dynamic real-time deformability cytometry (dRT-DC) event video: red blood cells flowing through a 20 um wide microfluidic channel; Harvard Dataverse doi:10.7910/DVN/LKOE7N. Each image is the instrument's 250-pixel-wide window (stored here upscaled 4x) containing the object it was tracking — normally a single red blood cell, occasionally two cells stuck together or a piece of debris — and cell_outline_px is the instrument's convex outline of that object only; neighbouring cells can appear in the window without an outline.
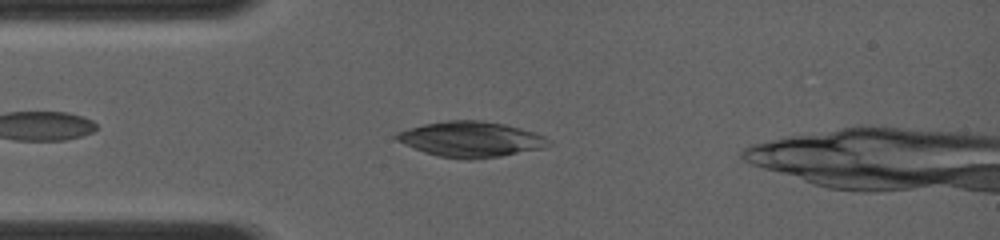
{"species": "common noctule bat (a hibernating species)", "species_latin": "Nyctalus noctula", "temperature_condition": "room temperature", "stored_images_in_passage": 51, "camera_frame_rate_fps": 4000, "um_per_image_px": 0.085, "animal": {"sex": "female", "body_mass_g": 19.0, "forearm_length_mm": 56.7}, "frame": {"image": 1, "passage_image": 11, "time_ms": 1.5, "image_size_px": [1000, 240], "cell_outline_px": [[552, 144], [544, 148], [500, 156], [472, 160], [468, 160], [436, 156], [424, 152], [404, 144], [396, 140], [392, 136], [396, 132], [408, 128], [424, 124], [444, 120], [480, 120], [504, 124], [520, 128], [544, 136], [552, 140]], "centroid_in_image_um": [40.0, 11.84], "position_along_channel_um": 45.0, "area_um2": 31.67}}
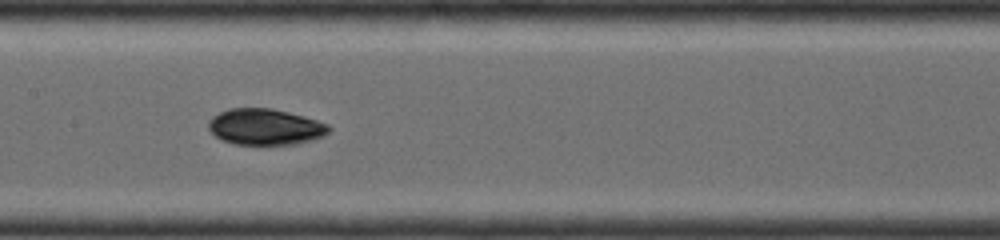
{"frame": {"image": 2, "passage_image": 28, "time_ms": 5.0, "image_size_px": [1000, 240], "cell_outline_px": [[332, 128], [324, 136], [312, 140], [296, 144], [232, 144], [220, 140], [208, 128], [208, 120], [212, 116], [228, 108], [272, 108], [304, 116], [328, 124]], "centroid_in_image_um": [22.53, 10.78], "position_along_channel_um": 184.9, "area_um2": 25.49}}
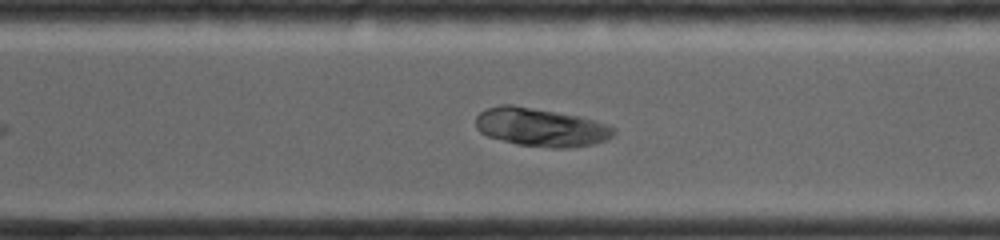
{"frame": {"image": 3, "passage_image": 39, "time_ms": 8.25, "image_size_px": [1000, 240], "cell_outline_px": [[616, 132], [608, 140], [596, 144], [568, 148], [552, 148], [516, 144], [488, 136], [480, 132], [476, 128], [476, 116], [480, 112], [488, 108], [500, 104], [512, 104], [580, 116], [616, 128]], "centroid_in_image_um": [45.98, 10.82], "position_along_channel_um": 324.6, "area_um2": 30.98}}